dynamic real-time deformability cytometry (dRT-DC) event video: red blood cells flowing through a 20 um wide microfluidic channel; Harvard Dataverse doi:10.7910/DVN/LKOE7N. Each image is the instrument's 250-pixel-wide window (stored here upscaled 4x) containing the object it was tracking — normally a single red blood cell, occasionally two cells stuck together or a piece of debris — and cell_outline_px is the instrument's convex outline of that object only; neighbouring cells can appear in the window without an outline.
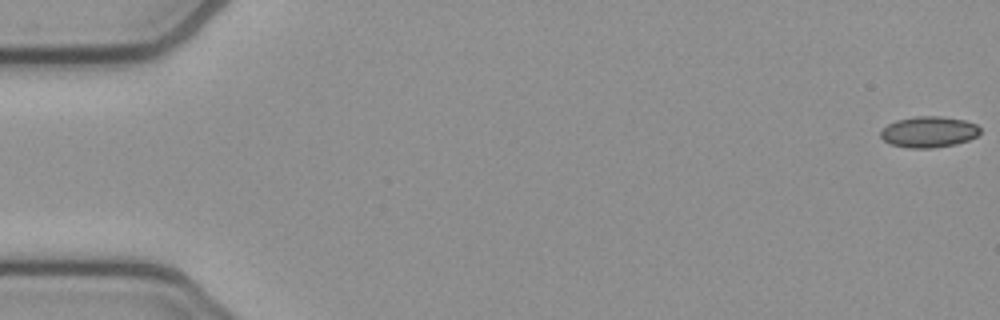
{"species": "common noctule bat (a hibernating species)", "species_latin": "Nyctalus noctula", "temperature_condition": "cold", "stored_images_in_passage": 54, "camera_frame_rate_fps": 3000, "um_per_image_px": 0.085, "animal": {"sex": "female", "body_mass_g": 21.9}, "frame": {"image": 1, "passage_image": 1, "time_ms": 0.0, "image_size_px": [1000, 320], "cell_outline_px": [[980, 132], [976, 136], [968, 140], [956, 144], [932, 148], [908, 148], [892, 144], [884, 140], [880, 136], [880, 132], [888, 124], [896, 120], [916, 116], [940, 116], [964, 120], [976, 124], [980, 128]], "centroid_in_image_um": [78.95, 11.21], "position_along_channel_um": 6.1, "area_um2": 17.92}}
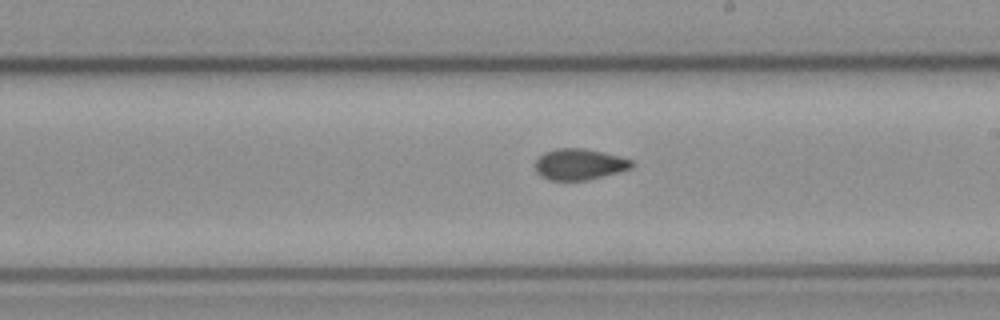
{"frame": {"image": 2, "passage_image": 31, "time_ms": 10.0, "image_size_px": [1000, 320], "cell_outline_px": [[636, 164], [632, 168], [588, 180], [548, 180], [540, 176], [536, 172], [536, 160], [544, 152], [556, 148], [584, 148], [620, 156], [632, 160]], "centroid_in_image_um": [49.25, 13.96], "position_along_channel_um": 239.7, "area_um2": 17.57}}
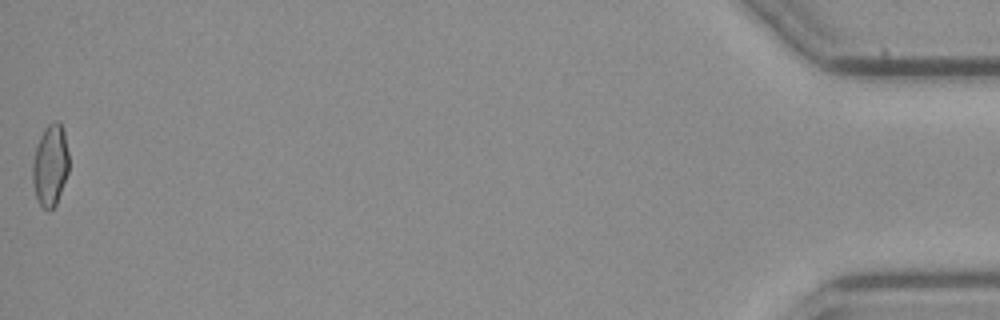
{"frame": {"image": 3, "passage_image": 54, "time_ms": 17.667, "image_size_px": [1000, 320], "cell_outline_px": [[68, 172], [56, 204], [48, 212], [36, 200], [32, 180], [32, 164], [36, 148], [40, 136], [44, 128], [48, 124], [56, 120], [60, 120], [64, 128], [68, 152]], "centroid_in_image_um": [4.27, 14.02], "position_along_channel_um": 430.9, "area_um2": 17.46}, "authors_computed_cell_mechanics": {"area_um2": 17.7446, "velocity_mm_per_s": 3.8413, "shape_relaxation_time_tau1_ms": null, "shape_relaxation_time_tau2_ms": 2.5699, "deformation_change_tau1": null, "deformation_change_tau2": 0.07}}